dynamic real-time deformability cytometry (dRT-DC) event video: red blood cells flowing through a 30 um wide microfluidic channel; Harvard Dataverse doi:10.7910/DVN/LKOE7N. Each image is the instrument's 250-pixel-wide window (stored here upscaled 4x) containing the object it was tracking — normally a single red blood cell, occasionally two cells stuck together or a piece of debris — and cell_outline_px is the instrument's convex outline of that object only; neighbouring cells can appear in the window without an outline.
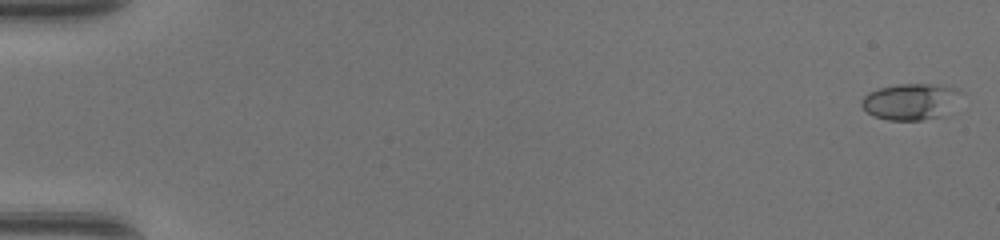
{"species": "common noctule bat (a hibernating species)", "species_latin": "Nyctalus noctula", "temperature_condition": "warm", "stored_images_in_passage": 48, "camera_frame_rate_fps": 3000, "um_per_image_px": 0.085, "animal": {"sex": "female", "body_mass_g": 17.0, "forearm_length_mm": 48.0}, "frame": {"image": 1, "passage_image": 1, "time_ms": 0.0, "image_size_px": [1000, 240], "cell_outline_px": [[964, 92], [944, 116], [920, 120], [888, 120], [872, 116], [860, 104], [860, 100], [868, 92], [880, 88], [896, 84], [932, 84], [960, 88]], "centroid_in_image_um": [77.41, 8.63], "position_along_channel_um": 7.6, "area_um2": 21.27}}
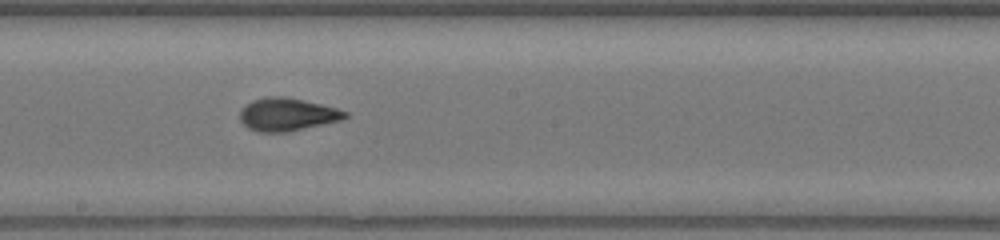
{"frame": {"image": 2, "passage_image": 28, "time_ms": 9.0, "image_size_px": [1000, 240], "cell_outline_px": [[348, 116], [340, 120], [288, 132], [256, 132], [248, 128], [240, 120], [240, 108], [252, 100], [264, 96], [284, 96], [304, 100], [336, 108], [348, 112]], "centroid_in_image_um": [24.36, 9.72], "position_along_channel_um": 223.8, "area_um2": 20.23}}
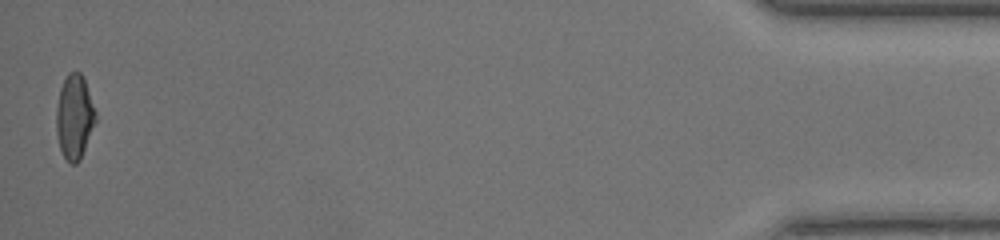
{"frame": {"image": 3, "passage_image": 48, "time_ms": 15.667, "image_size_px": [1000, 240], "cell_outline_px": [[96, 120], [80, 160], [76, 164], [72, 164], [64, 156], [60, 148], [56, 132], [56, 108], [60, 88], [68, 72], [80, 72], [84, 76], [96, 112]], "centroid_in_image_um": [6.33, 9.9], "position_along_channel_um": 428.9, "area_um2": 19.31}, "authors_computed_cell_mechanics": {"area_um2": 19.5653, "velocity_mm_per_s": 4.412, "shape_relaxation_time_tau1_ms": 7.2584, "shape_relaxation_time_tau2_ms": 1.097, "deformation_change_tau1": 0.2674, "deformation_change_tau2": 0.0715}}